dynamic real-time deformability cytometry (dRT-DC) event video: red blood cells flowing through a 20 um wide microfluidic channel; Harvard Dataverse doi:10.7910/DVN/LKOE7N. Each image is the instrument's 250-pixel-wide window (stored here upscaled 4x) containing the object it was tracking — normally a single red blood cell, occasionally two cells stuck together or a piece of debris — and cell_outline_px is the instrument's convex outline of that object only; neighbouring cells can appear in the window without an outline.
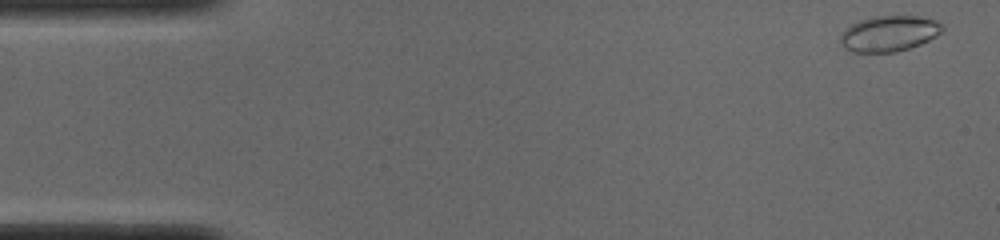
{"species": "common noctule bat (a hibernating species)", "species_latin": "Nyctalus noctula", "temperature_condition": "cold", "stored_images_in_passage": 50, "camera_frame_rate_fps": 3000, "um_per_image_px": 0.085, "animal": {"sex": "male", "body_mass_g": 19.0, "forearm_length_mm": 50.8}, "frame": {"image": 1, "passage_image": 1, "time_ms": 0.0, "image_size_px": [1000, 240], "cell_outline_px": [[944, 28], [936, 36], [920, 44], [896, 52], [852, 52], [840, 44], [840, 36], [844, 28], [860, 20], [876, 16], [916, 16], [936, 20], [944, 24]], "centroid_in_image_um": [75.56, 2.85], "position_along_channel_um": 9.4, "area_um2": 21.21}}
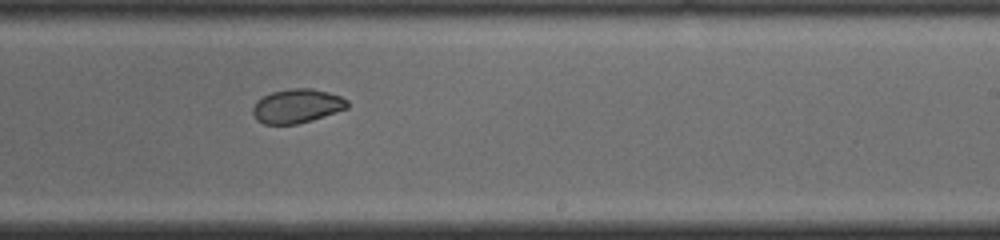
{"frame": {"image": 2, "passage_image": 30, "time_ms": 9.667, "image_size_px": [1000, 240], "cell_outline_px": [[348, 108], [312, 120], [296, 124], [264, 124], [256, 120], [252, 112], [252, 108], [256, 100], [272, 92], [292, 88], [312, 88], [328, 92], [340, 96], [348, 100]], "centroid_in_image_um": [25.23, 9.01], "position_along_channel_um": 263.8, "area_um2": 18.79}}
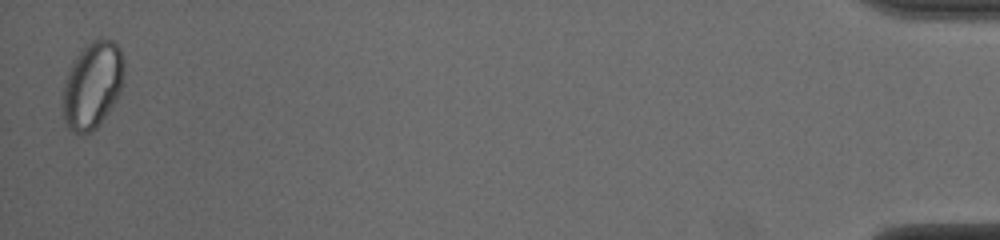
{"frame": {"image": 3, "passage_image": 50, "time_ms": 16.333, "image_size_px": [1000, 240], "cell_outline_px": [[124, 84], [116, 100], [108, 112], [96, 128], [92, 132], [76, 132], [68, 128], [64, 124], [64, 80], [68, 68], [76, 56], [92, 40], [112, 40], [120, 48], [124, 60]], "centroid_in_image_um": [7.88, 7.23], "position_along_channel_um": 427.3, "area_um2": 30.87}, "authors_computed_cell_mechanics": {"area_um2": 20.6924, "velocity_mm_per_s": 3.8654, "shape_relaxation_time_tau1_ms": null, "shape_relaxation_time_tau2_ms": 2.1779, "deformation_change_tau1": null, "deformation_change_tau2": 0.0475}}